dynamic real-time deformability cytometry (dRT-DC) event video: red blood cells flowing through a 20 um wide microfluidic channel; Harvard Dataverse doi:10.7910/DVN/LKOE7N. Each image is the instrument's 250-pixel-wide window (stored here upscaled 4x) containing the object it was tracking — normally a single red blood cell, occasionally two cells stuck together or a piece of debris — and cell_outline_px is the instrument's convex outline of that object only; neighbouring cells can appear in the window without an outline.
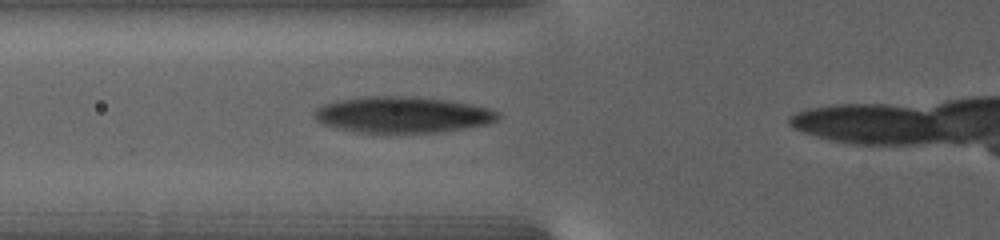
{"species": "human", "species_latin": "Homo sapiens", "temperature_condition": "warm", "stored_images_in_passage": 16, "segment_of_instrument_passage": [1, 2], "camera_frame_rate_fps": 3000, "um_per_image_px": 0.085, "donor": {"sex": "female"}, "frame": {"image": 1, "passage_image": 7, "time_ms": 4.0, "image_size_px": [1000, 240], "cell_outline_px": [[500, 116], [496, 120], [484, 124], [436, 132], [356, 132], [336, 128], [320, 124], [316, 120], [316, 108], [324, 104], [340, 100], [368, 96], [388, 96], [444, 100], [488, 108], [500, 112]], "centroid_in_image_um": [34.14, 9.76], "position_along_channel_um": 91.7, "area_um2": 37.69}}
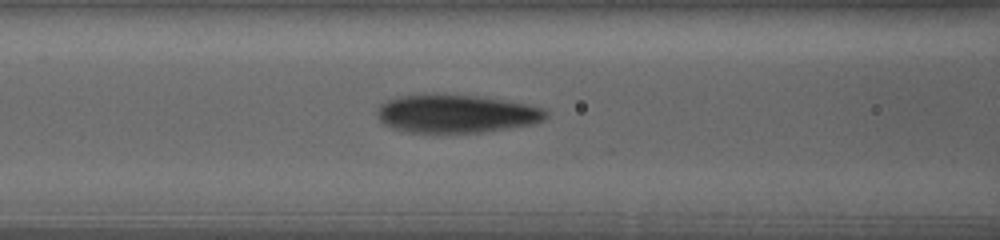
{"frame": {"image": 2, "passage_image": 10, "time_ms": 5.333, "image_size_px": [1000, 240], "cell_outline_px": [[548, 116], [544, 120], [532, 124], [508, 128], [480, 132], [408, 132], [392, 128], [384, 124], [380, 120], [376, 112], [380, 104], [388, 100], [400, 96], [424, 92], [484, 96], [528, 104], [544, 108], [548, 112]], "centroid_in_image_um": [38.78, 9.63], "position_along_channel_um": 127.8, "area_um2": 38.21}}
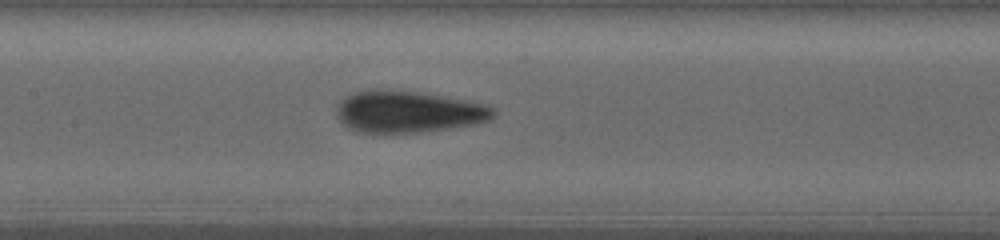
{"frame": {"image": 3, "passage_image": 13, "time_ms": 7.0, "image_size_px": [1000, 240], "cell_outline_px": [[496, 112], [488, 120], [476, 124], [416, 132], [356, 132], [348, 128], [340, 120], [340, 104], [344, 96], [352, 92], [368, 88], [380, 88], [420, 92], [480, 104], [496, 108]], "centroid_in_image_um": [34.65, 9.48], "position_along_channel_um": 172.7, "area_um2": 37.57}}